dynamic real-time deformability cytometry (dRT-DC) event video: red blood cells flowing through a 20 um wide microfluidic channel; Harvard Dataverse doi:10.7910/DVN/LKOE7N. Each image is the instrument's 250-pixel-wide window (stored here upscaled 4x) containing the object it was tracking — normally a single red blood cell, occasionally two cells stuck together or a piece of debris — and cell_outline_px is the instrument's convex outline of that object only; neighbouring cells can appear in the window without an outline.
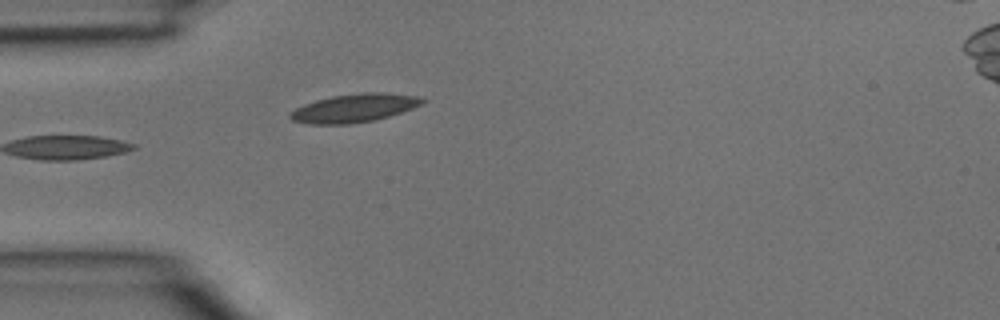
{"species": "common noctule bat (a hibernating species)", "species_latin": "Nyctalus noctula", "temperature_condition": "room temperature", "stored_images_in_passage": 4, "camera_frame_rate_fps": 3000, "um_per_image_px": 0.085, "animal": {"sex": "male", "body_mass_g": 15.6}, "frame": {"image": 1, "passage_image": 4, "time_ms": 1.0, "image_size_px": [1000, 320], "cell_outline_px": [[428, 100], [424, 104], [388, 116], [372, 120], [348, 124], [312, 124], [292, 120], [288, 116], [288, 112], [304, 104], [316, 100], [332, 96], [360, 92], [384, 92], [420, 96]], "centroid_in_image_um": [30.13, 9.16], "position_along_channel_um": 54.9, "area_um2": 21.91}}